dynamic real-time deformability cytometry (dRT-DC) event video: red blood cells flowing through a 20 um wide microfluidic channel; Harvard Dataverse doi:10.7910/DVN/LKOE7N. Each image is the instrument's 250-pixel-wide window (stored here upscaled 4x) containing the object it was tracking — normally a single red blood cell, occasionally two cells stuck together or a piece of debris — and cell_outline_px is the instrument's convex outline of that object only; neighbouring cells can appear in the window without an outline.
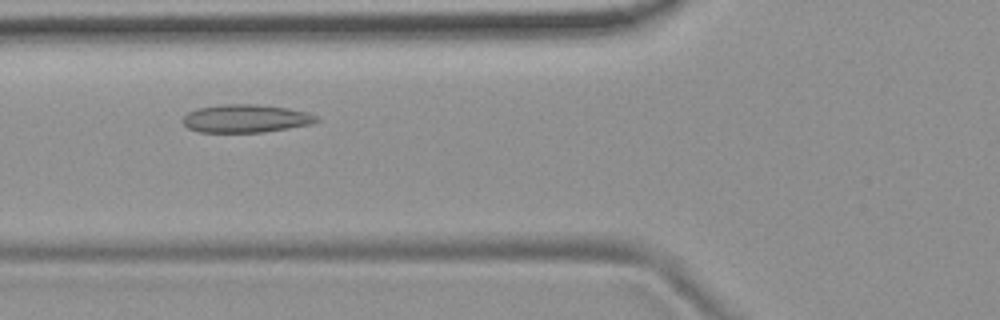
{"species": "common noctule bat (a hibernating species)", "species_latin": "Nyctalus noctula", "temperature_condition": "room temperature", "stored_images_in_passage": 48, "camera_frame_rate_fps": 3000, "um_per_image_px": 0.085, "animal": {"sex": "female", "body_mass_g": 19.9}, "frame": {"image": 1, "passage_image": 14, "time_ms": 4.333, "image_size_px": [1000, 320], "cell_outline_px": [[320, 120], [312, 124], [264, 132], [200, 132], [188, 128], [184, 124], [184, 116], [188, 112], [196, 108], [220, 104], [256, 104], [288, 108], [308, 112], [316, 116]], "centroid_in_image_um": [20.9, 10.07], "position_along_channel_um": 104.9, "area_um2": 21.91}}
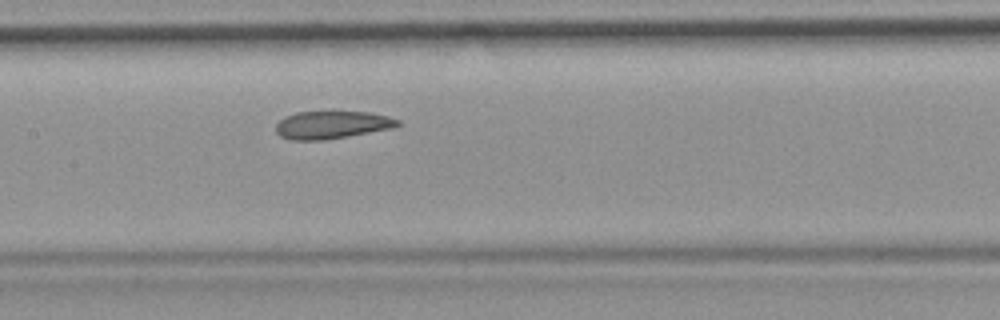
{"frame": {"image": 2, "passage_image": 20, "time_ms": 6.333, "image_size_px": [1000, 320], "cell_outline_px": [[400, 124], [392, 128], [348, 136], [324, 140], [288, 140], [280, 136], [276, 132], [276, 124], [284, 116], [296, 112], [368, 112], [388, 116], [400, 120]], "centroid_in_image_um": [28.18, 10.61], "position_along_channel_um": 179.2, "area_um2": 19.65}}
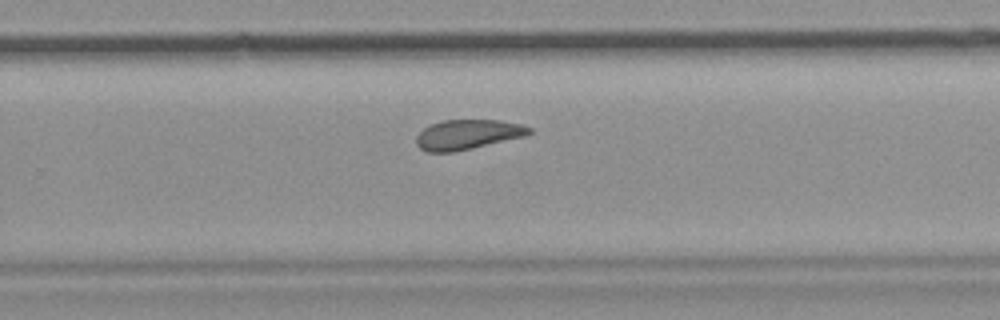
{"frame": {"image": 3, "passage_image": 29, "time_ms": 9.333, "image_size_px": [1000, 320], "cell_outline_px": [[532, 132], [524, 136], [472, 148], [452, 152], [428, 152], [420, 148], [416, 144], [416, 136], [424, 128], [440, 120], [500, 120], [520, 124], [532, 128]], "centroid_in_image_um": [39.73, 11.43], "position_along_channel_um": 290.1, "area_um2": 19.48}, "authors_computed_cell_mechanics": {"area_um2": 21.0103, "velocity_mm_per_s": 3.7151, "shape_relaxation_time_tau1_ms": null, "shape_relaxation_time_tau2_ms": 2.858, "deformation_change_tau1": null, "deformation_change_tau2": 0.0682}}